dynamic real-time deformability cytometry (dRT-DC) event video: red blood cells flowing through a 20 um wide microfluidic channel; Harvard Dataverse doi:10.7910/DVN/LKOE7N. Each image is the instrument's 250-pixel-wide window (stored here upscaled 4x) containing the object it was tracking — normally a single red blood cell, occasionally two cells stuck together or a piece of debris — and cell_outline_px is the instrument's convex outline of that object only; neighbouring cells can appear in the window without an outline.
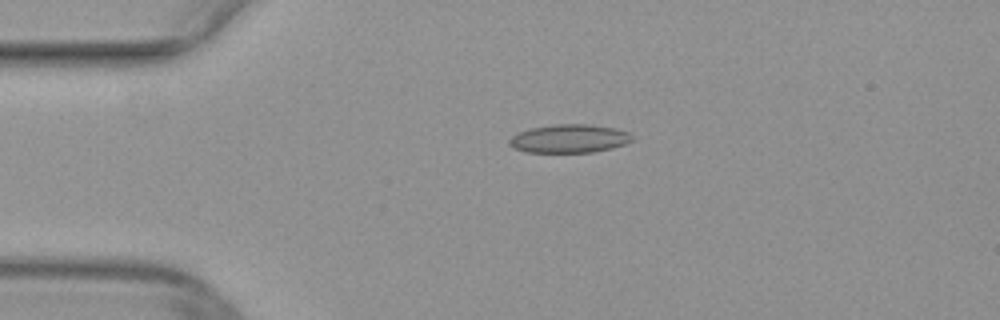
{"species": "common noctule bat (a hibernating species)", "species_latin": "Nyctalus noctula", "temperature_condition": "warm", "stored_images_in_passage": 40, "camera_frame_rate_fps": 3000, "um_per_image_px": 0.085, "animal": {"sex": "female", "body_mass_g": 29.2, "forearm_length_mm": 56.3}, "frame": {"image": 1, "passage_image": 1, "time_ms": 0.0, "image_size_px": [1000, 320], "cell_outline_px": [[632, 140], [624, 144], [612, 148], [592, 152], [524, 152], [512, 148], [508, 144], [508, 140], [516, 132], [528, 128], [556, 124], [584, 124], [616, 128], [628, 132], [632, 136]], "centroid_in_image_um": [48.32, 11.78], "position_along_channel_um": 36.7, "area_um2": 20.46}}
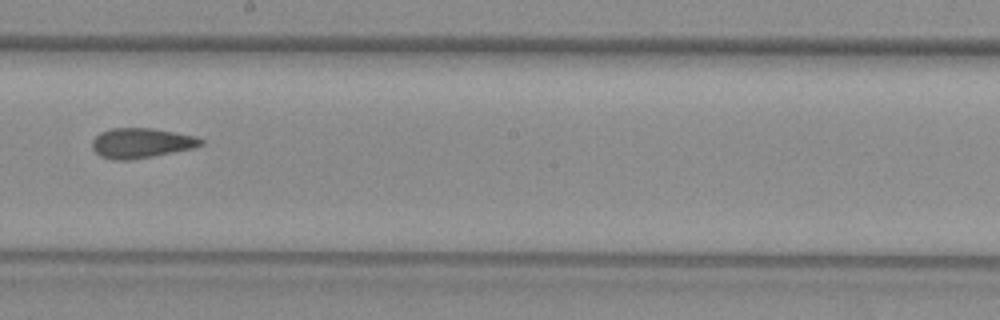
{"frame": {"image": 2, "passage_image": 18, "time_ms": 5.667, "image_size_px": [1000, 320], "cell_outline_px": [[204, 144], [192, 148], [152, 156], [128, 160], [112, 160], [100, 156], [92, 148], [92, 140], [100, 132], [112, 128], [152, 128], [196, 136], [204, 140]], "centroid_in_image_um": [11.99, 12.15], "position_along_channel_um": 236.2, "area_um2": 18.9}}
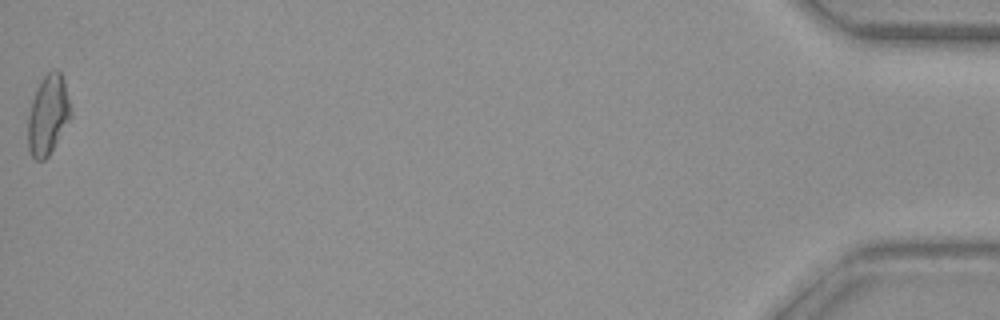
{"frame": {"image": 3, "passage_image": 40, "time_ms": 13.0, "image_size_px": [1000, 320], "cell_outline_px": [[72, 116], [48, 156], [44, 160], [36, 160], [32, 156], [28, 148], [28, 116], [32, 100], [40, 80], [52, 68], [56, 68], [60, 72], [64, 80], [72, 112]], "centroid_in_image_um": [4.09, 9.74], "position_along_channel_um": 431.1, "area_um2": 19.88}}